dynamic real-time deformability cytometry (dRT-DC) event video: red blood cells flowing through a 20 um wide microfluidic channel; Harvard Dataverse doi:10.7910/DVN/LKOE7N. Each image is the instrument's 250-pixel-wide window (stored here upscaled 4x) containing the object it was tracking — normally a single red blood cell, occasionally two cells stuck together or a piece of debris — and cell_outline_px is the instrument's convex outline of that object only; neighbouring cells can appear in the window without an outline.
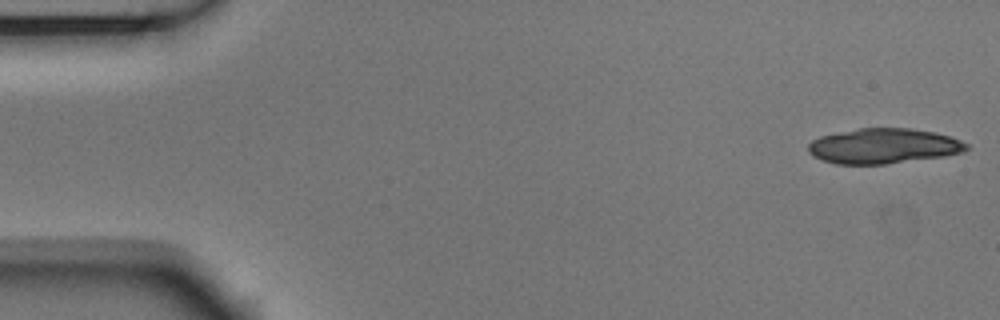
{"species": "Egyptian fruit bat (a non-hibernating species)", "species_latin": "Rousettus aegyptiacus", "temperature_condition": "room temperature", "stored_images_in_passage": 28, "camera_frame_rate_fps": 3000, "um_per_image_px": 0.085, "animal": {"sex": "male"}, "frame": {"image": 1, "passage_image": 1, "time_ms": 0.0, "image_size_px": [1000, 320], "cell_outline_px": [[968, 148], [964, 152], [944, 156], [884, 164], [836, 164], [812, 156], [808, 152], [808, 144], [812, 140], [820, 136], [860, 128], [912, 128], [936, 132], [952, 136], [968, 144]], "centroid_in_image_um": [75.12, 12.4], "position_along_channel_um": 9.9, "area_um2": 32.48}}
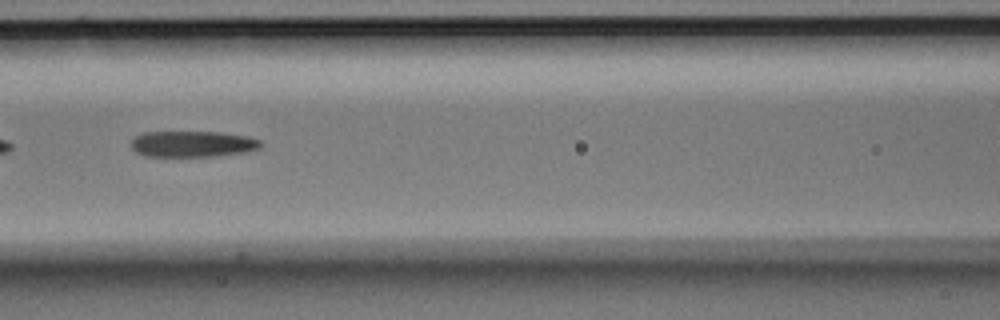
{"frame": {"image": 2, "passage_image": 23, "time_ms": 7.333, "image_size_px": [1000, 320], "cell_outline_px": [[260, 148], [244, 152], [212, 156], [144, 156], [136, 152], [132, 148], [132, 140], [136, 136], [144, 132], [220, 132], [248, 136], [260, 140]], "centroid_in_image_um": [16.36, 12.23], "position_along_channel_um": 150.2, "area_um2": 19.54}}
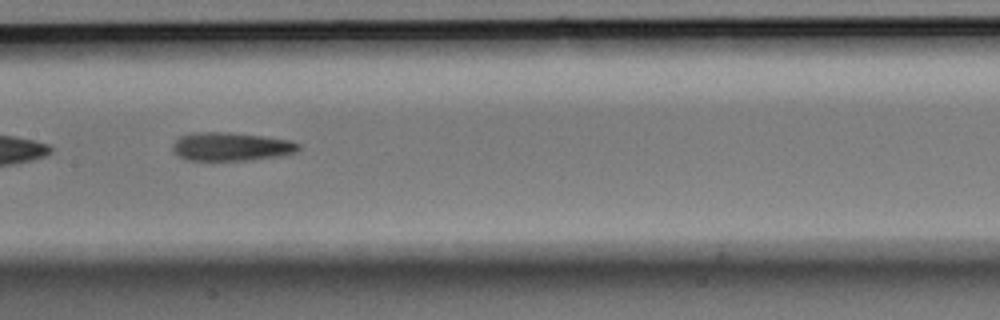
{"frame": {"image": 3, "passage_image": 26, "time_ms": 8.333, "image_size_px": [1000, 320], "cell_outline_px": [[300, 148], [296, 152], [276, 156], [248, 160], [188, 160], [180, 156], [172, 148], [172, 144], [180, 136], [192, 132], [228, 132], [264, 136], [292, 140], [300, 144]], "centroid_in_image_um": [19.65, 12.44], "position_along_channel_um": 187.7, "area_um2": 20.81}}